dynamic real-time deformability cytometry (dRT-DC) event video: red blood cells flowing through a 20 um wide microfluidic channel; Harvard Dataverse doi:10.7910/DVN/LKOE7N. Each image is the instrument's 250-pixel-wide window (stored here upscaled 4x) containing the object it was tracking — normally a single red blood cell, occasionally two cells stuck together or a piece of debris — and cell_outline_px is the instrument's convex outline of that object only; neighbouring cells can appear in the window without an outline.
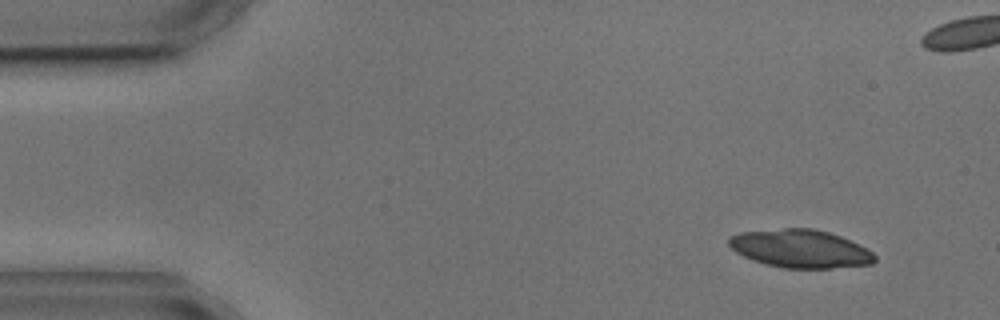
{"species": "common noctule bat (a hibernating species)", "species_latin": "Nyctalus noctula", "temperature_condition": "cold", "stored_images_in_passage": 6, "segment_of_instrument_passage": [2, 2], "camera_frame_rate_fps": 3000, "um_per_image_px": 0.085, "animal": {"sex": "male", "body_mass_g": 17.9, "forearm_length_mm": 54.2}, "frame": {"image": 1, "passage_image": 6, "time_ms": 7.0, "image_size_px": [1000, 320], "cell_outline_px": [[876, 260], [872, 264], [828, 268], [784, 268], [764, 264], [752, 260], [736, 252], [728, 244], [728, 236], [740, 232], [784, 228], [812, 228], [828, 232], [840, 236], [860, 244], [868, 248], [876, 256]], "centroid_in_image_um": [68.02, 21.13], "position_along_channel_um": 17.0, "area_um2": 32.54}}